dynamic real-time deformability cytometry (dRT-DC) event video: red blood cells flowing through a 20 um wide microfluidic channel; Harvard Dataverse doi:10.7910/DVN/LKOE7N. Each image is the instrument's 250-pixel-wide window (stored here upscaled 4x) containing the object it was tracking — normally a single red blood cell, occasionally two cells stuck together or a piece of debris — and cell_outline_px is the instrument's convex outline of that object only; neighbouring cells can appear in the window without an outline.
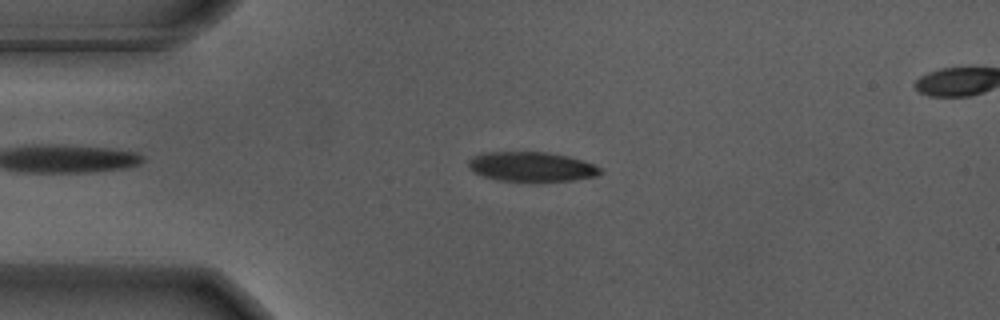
{"species": "Egyptian fruit bat (a non-hibernating species)", "species_latin": "Rousettus aegyptiacus", "temperature_condition": "warm", "stored_images_in_passage": 56, "camera_frame_rate_fps": 3000, "um_per_image_px": 0.085, "animal": {"sex": "male"}, "frame": {"image": 1, "passage_image": 13, "time_ms": 4.0, "image_size_px": [1000, 320], "cell_outline_px": [[600, 172], [596, 176], [572, 180], [536, 184], [496, 180], [472, 172], [468, 168], [468, 160], [472, 156], [488, 152], [548, 152], [568, 156], [592, 164], [600, 168]], "centroid_in_image_um": [45.12, 14.21], "position_along_channel_um": 39.9, "area_um2": 23.41}}
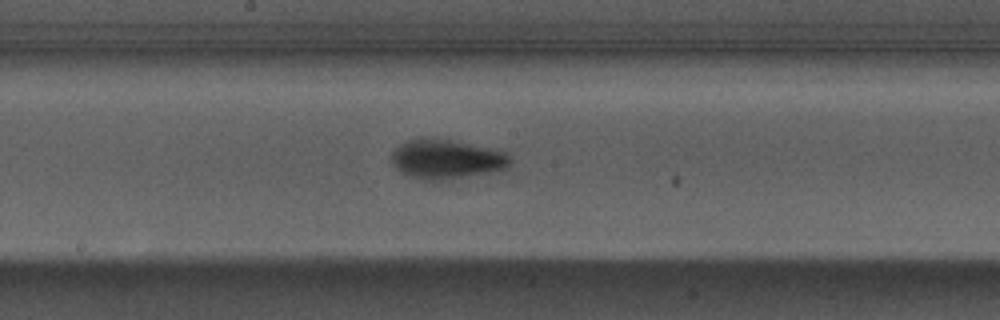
{"frame": {"image": 2, "passage_image": 29, "time_ms": 9.333, "image_size_px": [1000, 320], "cell_outline_px": [[512, 164], [508, 168], [488, 172], [440, 180], [420, 180], [408, 176], [396, 168], [392, 160], [392, 152], [400, 144], [408, 140], [448, 140], [496, 148], [504, 152], [512, 160]], "centroid_in_image_um": [37.98, 13.54], "position_along_channel_um": 210.2, "area_um2": 26.65}}
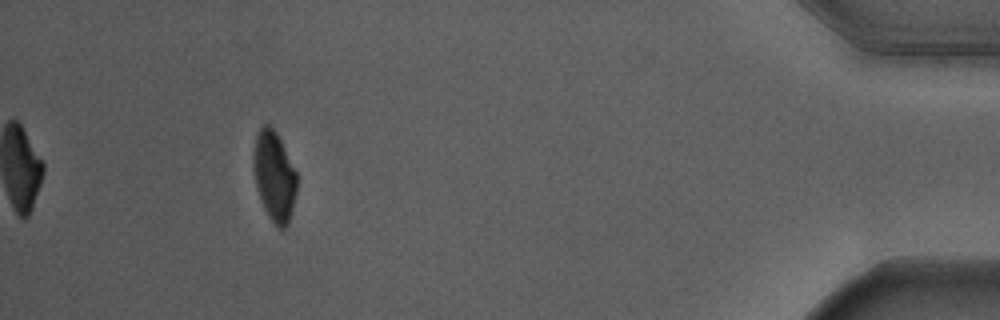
{"frame": {"image": 3, "passage_image": 51, "time_ms": 16.667, "image_size_px": [1000, 320], "cell_outline_px": [[296, 192], [288, 224], [284, 228], [280, 228], [268, 216], [260, 200], [256, 188], [252, 168], [252, 156], [256, 136], [260, 128], [264, 124], [268, 124], [276, 132], [296, 172]], "centroid_in_image_um": [23.27, 14.96], "position_along_channel_um": 411.9, "area_um2": 22.54}, "authors_computed_cell_mechanics": {"area_um2": 24.1315, "velocity_mm_per_s": 3.6751, "shape_relaxation_time_tau1_ms": 3.1871, "shape_relaxation_time_tau2_ms": null, "deformation_change_tau1": 0.1783, "deformation_change_tau2": null}}